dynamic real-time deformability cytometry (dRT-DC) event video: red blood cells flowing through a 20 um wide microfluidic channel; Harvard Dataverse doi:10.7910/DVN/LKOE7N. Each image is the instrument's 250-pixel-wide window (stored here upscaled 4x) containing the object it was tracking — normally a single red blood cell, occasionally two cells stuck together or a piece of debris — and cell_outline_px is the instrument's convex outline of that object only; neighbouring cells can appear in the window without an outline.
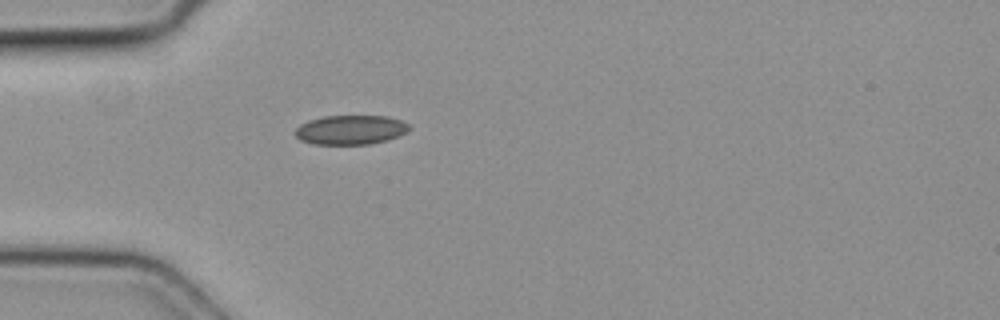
{"species": "common noctule bat (a hibernating species)", "species_latin": "Nyctalus noctula", "temperature_condition": "cold", "stored_images_in_passage": 1, "camera_frame_rate_fps": 3000, "um_per_image_px": 0.085, "animal": {"sex": "female", "body_mass_g": 19.3, "forearm_length_mm": 54.1}, "frame": {"image": 1, "passage_image": 1, "time_ms": 0.0, "image_size_px": [1000, 320], "cell_outline_px": [[412, 128], [408, 132], [388, 140], [368, 144], [312, 144], [300, 140], [292, 132], [300, 124], [308, 120], [324, 116], [388, 116], [412, 124]], "centroid_in_image_um": [29.82, 11.03], "position_along_channel_um": 55.2, "area_um2": 19.83}}